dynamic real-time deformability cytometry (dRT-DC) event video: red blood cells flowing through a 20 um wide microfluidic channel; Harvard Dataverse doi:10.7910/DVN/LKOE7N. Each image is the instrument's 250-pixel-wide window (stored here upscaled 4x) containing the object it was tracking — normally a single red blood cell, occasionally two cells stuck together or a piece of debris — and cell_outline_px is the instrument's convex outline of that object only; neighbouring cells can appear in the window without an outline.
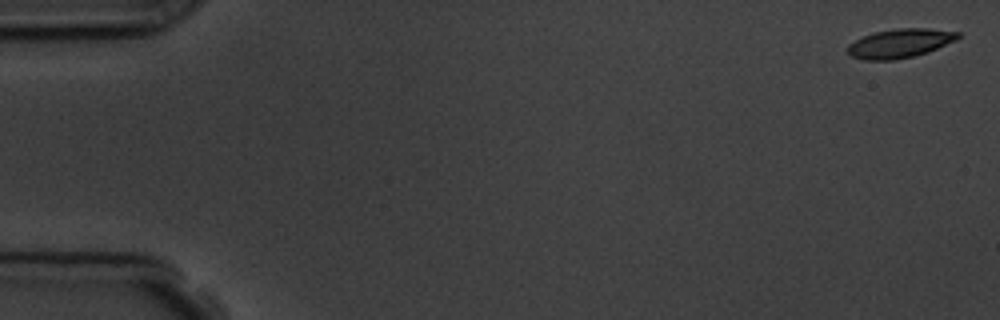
{"species": "common noctule bat (a hibernating species)", "species_latin": "Nyctalus noctula", "temperature_condition": "room temperature", "stored_images_in_passage": 6, "camera_frame_rate_fps": 3000, "um_per_image_px": 0.085, "animal": {"sex": "male", "body_mass_g": 19.5, "forearm_length_mm": 54.6}, "frame": {"image": 1, "passage_image": 1, "time_ms": 0.0, "image_size_px": [1000, 320], "cell_outline_px": [[960, 36], [956, 40], [928, 52], [912, 56], [892, 60], [864, 60], [852, 56], [848, 52], [848, 44], [872, 32], [896, 28], [928, 28], [960, 32]], "centroid_in_image_um": [76.5, 3.67], "position_along_channel_um": 8.5, "area_um2": 18.55}}
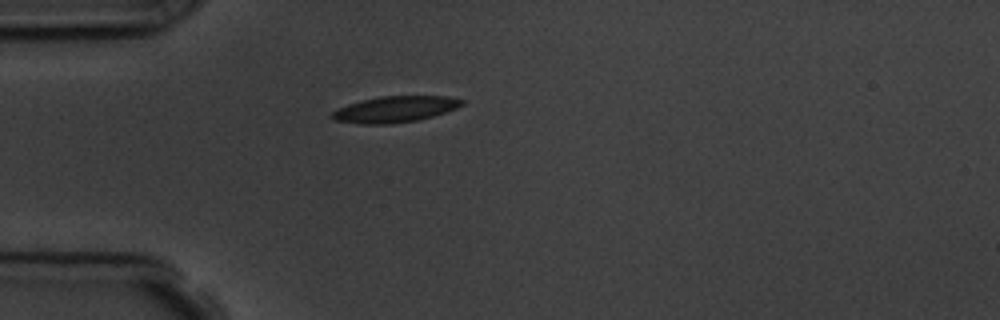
{"frame": {"image": 2, "passage_image": 5, "time_ms": 4.667, "image_size_px": [1000, 320], "cell_outline_px": [[464, 104], [456, 108], [432, 116], [416, 120], [392, 124], [360, 124], [336, 120], [328, 116], [336, 108], [360, 100], [380, 96], [448, 96], [464, 100]], "centroid_in_image_um": [33.53, 9.28], "position_along_channel_um": 51.5, "area_um2": 19.83}}